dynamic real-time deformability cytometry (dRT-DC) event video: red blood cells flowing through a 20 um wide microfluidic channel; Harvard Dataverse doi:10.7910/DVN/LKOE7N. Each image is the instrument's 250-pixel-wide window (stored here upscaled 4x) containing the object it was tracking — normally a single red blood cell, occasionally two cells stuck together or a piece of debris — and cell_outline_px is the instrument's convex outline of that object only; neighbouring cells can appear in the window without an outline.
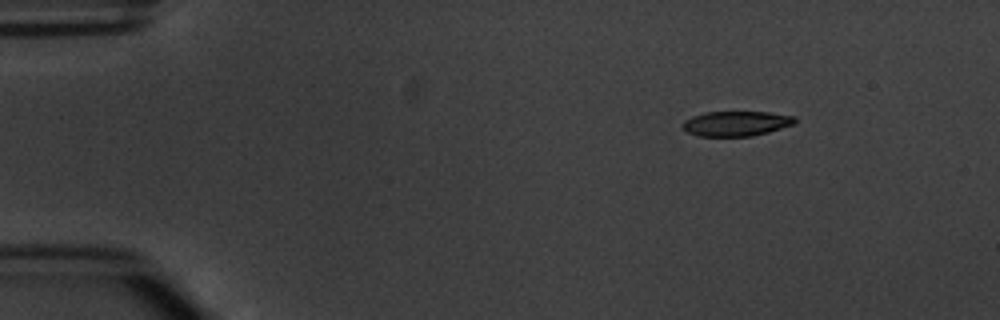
{"species": "common noctule bat (a hibernating species)", "species_latin": "Nyctalus noctula", "temperature_condition": "warm", "stored_images_in_passage": 6, "camera_frame_rate_fps": 3000, "um_per_image_px": 0.085, "animal": {"sex": "male", "body_mass_g": 20.1, "forearm_length_mm": 53.5}, "frame": {"image": 1, "passage_image": 1, "time_ms": 0.0, "image_size_px": [1000, 320], "cell_outline_px": [[796, 124], [768, 132], [752, 136], [700, 136], [688, 132], [680, 124], [684, 120], [692, 116], [704, 112], [768, 112], [796, 116]], "centroid_in_image_um": [62.59, 10.49], "position_along_channel_um": 22.4, "area_um2": 16.42}}
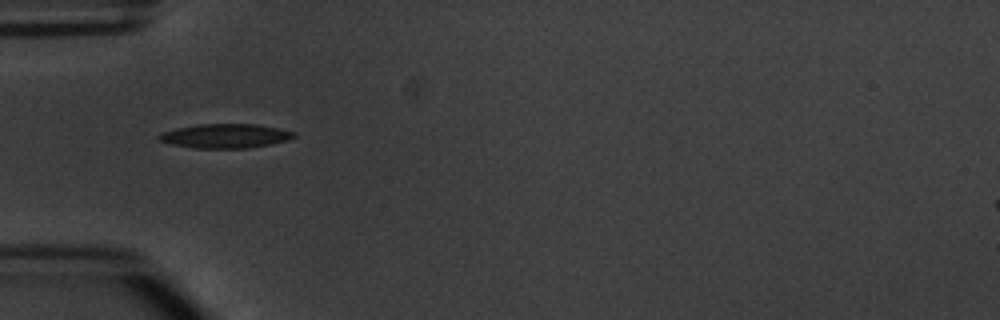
{"frame": {"image": 2, "passage_image": 3, "time_ms": 3.333, "image_size_px": [1000, 320], "cell_outline_px": [[296, 136], [288, 140], [272, 144], [248, 148], [196, 148], [172, 144], [160, 140], [156, 136], [164, 132], [176, 128], [196, 124], [256, 124], [296, 132]], "centroid_in_image_um": [19.18, 11.55], "position_along_channel_um": 65.8, "area_um2": 18.96}}